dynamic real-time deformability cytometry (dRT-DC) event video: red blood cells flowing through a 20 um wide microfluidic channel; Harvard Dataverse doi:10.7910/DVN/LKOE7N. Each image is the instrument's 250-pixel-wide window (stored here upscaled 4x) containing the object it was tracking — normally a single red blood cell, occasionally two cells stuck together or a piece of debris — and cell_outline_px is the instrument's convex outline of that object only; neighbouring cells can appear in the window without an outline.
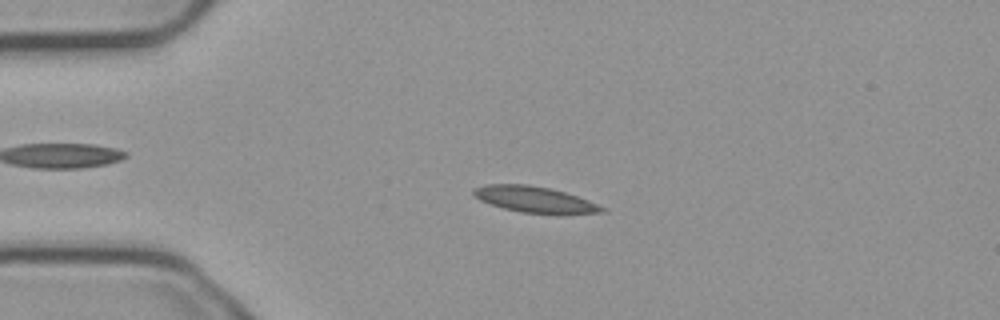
{"species": "common noctule bat (a hibernating species)", "species_latin": "Nyctalus noctula", "temperature_condition": "cold", "stored_images_in_passage": 54, "camera_frame_rate_fps": 3000, "um_per_image_px": 0.085, "animal": {"sex": "male", "body_mass_g": 23.1, "forearm_length_mm": 52.7}, "frame": {"image": 1, "passage_image": 12, "time_ms": 3.667, "image_size_px": [1000, 320], "cell_outline_px": [[608, 212], [564, 216], [560, 216], [520, 212], [504, 208], [480, 200], [472, 196], [472, 188], [484, 184], [528, 184], [548, 188], [564, 192], [588, 200], [608, 208]], "centroid_in_image_um": [45.53, 16.99], "position_along_channel_um": 39.5, "area_um2": 20.29}}
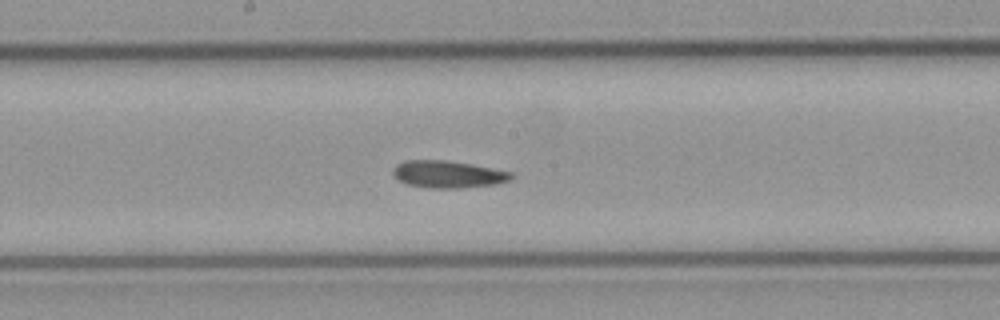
{"frame": {"image": 2, "passage_image": 28, "time_ms": 9.0, "image_size_px": [1000, 320], "cell_outline_px": [[512, 176], [508, 180], [496, 184], [464, 188], [432, 188], [408, 184], [400, 180], [392, 172], [392, 168], [396, 164], [404, 160], [448, 160], [472, 164], [512, 172]], "centroid_in_image_um": [38.06, 14.8], "position_along_channel_um": 210.1, "area_um2": 18.67}}
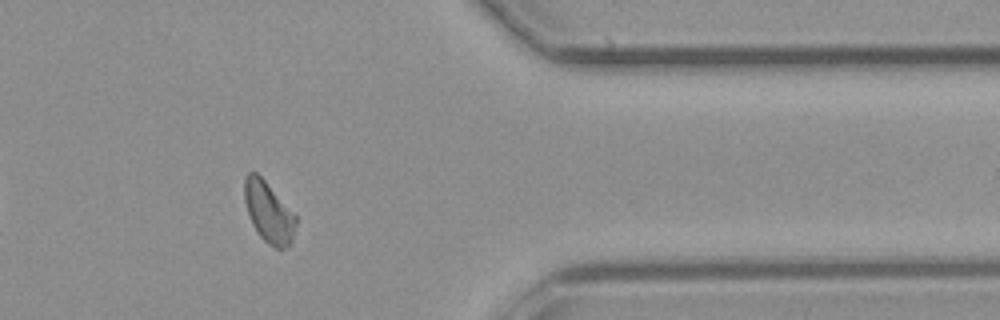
{"frame": {"image": 3, "passage_image": 44, "time_ms": 14.333, "image_size_px": [1000, 320], "cell_outline_px": [[296, 224], [292, 244], [284, 248], [276, 248], [268, 244], [260, 236], [252, 224], [244, 200], [244, 176], [248, 172], [256, 172], [264, 180], [296, 216]], "centroid_in_image_um": [22.83, 18.05], "position_along_channel_um": 388.6, "area_um2": 18.03}, "authors_computed_cell_mechanics": {"area_um2": 18.6116, "velocity_mm_per_s": 3.7341, "shape_relaxation_time_tau1_ms": 6.3913, "shape_relaxation_time_tau2_ms": null, "deformation_change_tau1": 0.1195, "deformation_change_tau2": null}}